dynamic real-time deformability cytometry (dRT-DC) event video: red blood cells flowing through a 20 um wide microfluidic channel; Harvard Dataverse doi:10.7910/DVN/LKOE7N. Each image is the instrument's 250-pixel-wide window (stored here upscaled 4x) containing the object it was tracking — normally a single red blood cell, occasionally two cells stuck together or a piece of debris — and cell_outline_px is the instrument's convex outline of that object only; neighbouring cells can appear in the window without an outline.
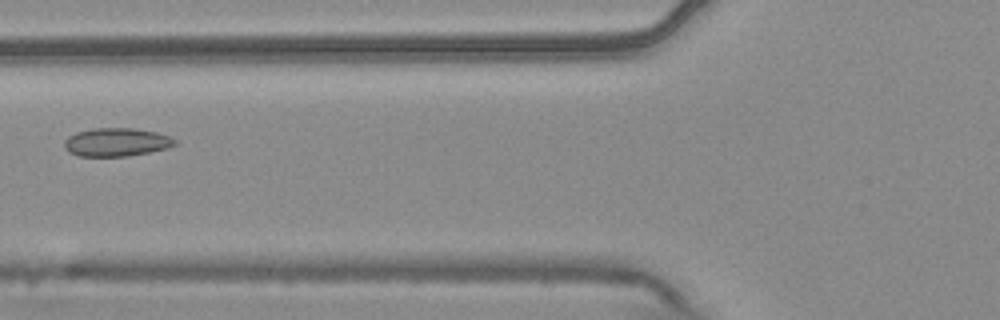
{"species": "common noctule bat (a hibernating species)", "species_latin": "Nyctalus noctula", "temperature_condition": "warm", "stored_images_in_passage": 6, "camera_frame_rate_fps": 3000, "um_per_image_px": 0.085, "animal": {"sex": "male", "body_mass_g": 20.4}, "frame": {"image": 1, "passage_image": 6, "time_ms": 1.667, "image_size_px": [1000, 320], "cell_outline_px": [[176, 144], [168, 148], [128, 156], [76, 156], [68, 152], [64, 148], [64, 140], [68, 136], [76, 132], [92, 128], [132, 128], [156, 132], [168, 136], [176, 140]], "centroid_in_image_um": [9.85, 12.08], "position_along_channel_um": 116.0, "area_um2": 18.32}}